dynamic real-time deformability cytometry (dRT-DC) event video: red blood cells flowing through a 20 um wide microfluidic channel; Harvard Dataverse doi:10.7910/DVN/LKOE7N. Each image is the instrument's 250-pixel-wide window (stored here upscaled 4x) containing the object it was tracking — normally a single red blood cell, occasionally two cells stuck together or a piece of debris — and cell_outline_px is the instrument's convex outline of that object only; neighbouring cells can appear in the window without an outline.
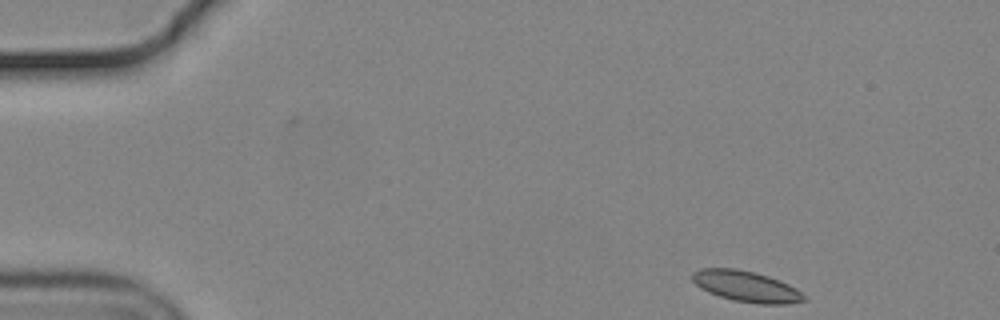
{"species": "common noctule bat (a hibernating species)", "species_latin": "Nyctalus noctula", "temperature_condition": "cold", "stored_images_in_passage": 10, "camera_frame_rate_fps": 3000, "um_per_image_px": 0.085, "animal": {"sex": "male", "body_mass_g": 19.2, "forearm_length_mm": 51.8}, "frame": {"image": 1, "passage_image": 1, "time_ms": 0.0, "image_size_px": [1000, 320], "cell_outline_px": [[808, 300], [788, 304], [760, 304], [736, 300], [720, 296], [708, 292], [700, 288], [692, 280], [692, 272], [700, 268], [736, 268], [756, 272], [780, 280], [796, 288]], "centroid_in_image_um": [63.43, 24.33], "position_along_channel_um": 21.6, "area_um2": 20.11}}